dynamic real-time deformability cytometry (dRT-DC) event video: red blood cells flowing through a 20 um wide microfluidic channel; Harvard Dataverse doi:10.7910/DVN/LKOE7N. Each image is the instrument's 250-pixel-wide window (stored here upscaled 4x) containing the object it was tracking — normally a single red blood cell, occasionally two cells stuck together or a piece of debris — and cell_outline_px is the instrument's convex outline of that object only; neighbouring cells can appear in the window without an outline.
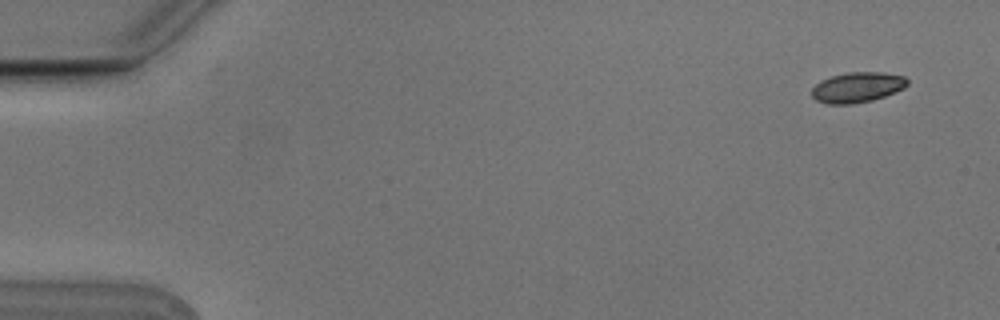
{"species": "Egyptian fruit bat (a non-hibernating species)", "species_latin": "Rousettus aegyptiacus", "temperature_condition": "cold", "stored_images_in_passage": 5, "camera_frame_rate_fps": 3000, "um_per_image_px": 0.085, "animal": {"sex": "male"}, "frame": {"image": 1, "passage_image": 1, "time_ms": 0.0, "image_size_px": [1000, 320], "cell_outline_px": [[908, 84], [904, 88], [884, 96], [872, 100], [852, 104], [828, 104], [816, 100], [812, 96], [812, 88], [820, 80], [832, 76], [848, 72], [884, 72], [904, 76], [908, 80]], "centroid_in_image_um": [72.87, 7.41], "position_along_channel_um": 12.1, "area_um2": 16.88}}